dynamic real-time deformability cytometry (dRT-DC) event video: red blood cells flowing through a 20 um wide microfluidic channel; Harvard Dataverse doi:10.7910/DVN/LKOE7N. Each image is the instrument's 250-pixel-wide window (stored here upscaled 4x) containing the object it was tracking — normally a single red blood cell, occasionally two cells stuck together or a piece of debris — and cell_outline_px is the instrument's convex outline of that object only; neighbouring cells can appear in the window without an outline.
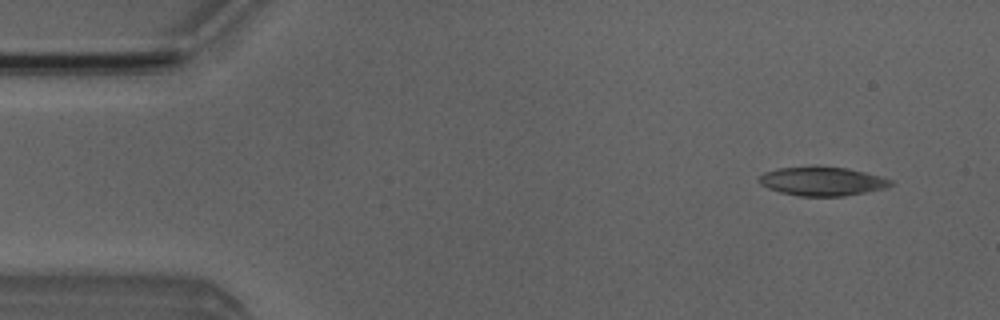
{"species": "Egyptian fruit bat (a non-hibernating species)", "species_latin": "Rousettus aegyptiacus", "temperature_condition": "room temperature", "stored_images_in_passage": 7, "camera_frame_rate_fps": 3000, "um_per_image_px": 0.085, "animal": {"sex": "male"}, "frame": {"image": 1, "passage_image": 2, "time_ms": 1.0, "image_size_px": [1000, 320], "cell_outline_px": [[892, 184], [888, 188], [844, 196], [800, 196], [780, 192], [768, 188], [760, 184], [756, 180], [764, 172], [780, 168], [848, 168], [880, 176], [892, 180]], "centroid_in_image_um": [69.9, 15.44], "position_along_channel_um": 15.1, "area_um2": 21.68}}
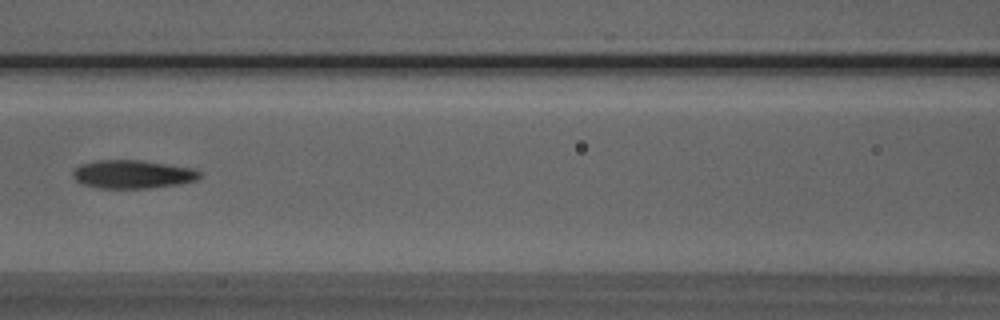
{"frame": {"image": 2, "passage_image": 7, "time_ms": 7.0, "image_size_px": [1000, 320], "cell_outline_px": [[204, 176], [196, 180], [180, 184], [148, 188], [100, 188], [80, 184], [72, 176], [72, 172], [80, 164], [96, 160], [140, 160], [192, 168], [200, 172]], "centroid_in_image_um": [11.26, 14.81], "position_along_channel_um": 155.3, "area_um2": 21.04}}